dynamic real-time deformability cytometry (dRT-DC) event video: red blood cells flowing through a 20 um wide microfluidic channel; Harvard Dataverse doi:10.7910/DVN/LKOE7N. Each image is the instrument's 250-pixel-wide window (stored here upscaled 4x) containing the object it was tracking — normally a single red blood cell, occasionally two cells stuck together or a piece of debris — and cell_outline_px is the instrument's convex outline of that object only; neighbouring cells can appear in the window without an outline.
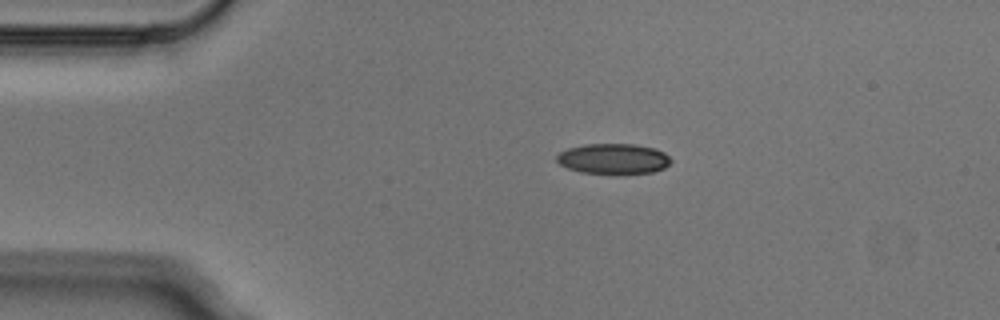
{"species": "Egyptian fruit bat (a non-hibernating species)", "species_latin": "Rousettus aegyptiacus", "temperature_condition": "cold", "stored_images_in_passage": 3, "camera_frame_rate_fps": 3000, "um_per_image_px": 0.085, "animal": {"sex": "male"}, "frame": {"image": 1, "passage_image": 2, "time_ms": 0.333, "image_size_px": [1000, 320], "cell_outline_px": [[672, 160], [664, 168], [652, 172], [616, 176], [580, 172], [568, 168], [560, 164], [556, 160], [556, 156], [560, 152], [568, 148], [588, 144], [636, 144], [656, 148], [664, 152]], "centroid_in_image_um": [52.15, 13.53], "position_along_channel_um": 32.8, "area_um2": 20.81}}